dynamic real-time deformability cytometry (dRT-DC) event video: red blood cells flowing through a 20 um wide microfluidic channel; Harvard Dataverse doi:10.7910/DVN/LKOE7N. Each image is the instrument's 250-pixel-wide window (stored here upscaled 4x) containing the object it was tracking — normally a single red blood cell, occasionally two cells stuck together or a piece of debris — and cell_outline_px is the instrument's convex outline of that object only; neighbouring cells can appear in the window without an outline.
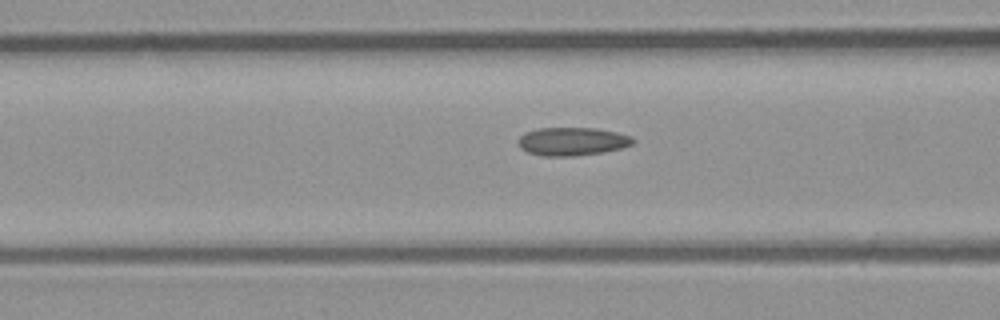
{"species": "common noctule bat (a hibernating species)", "species_latin": "Nyctalus noctula", "temperature_condition": "room temperature", "stored_images_in_passage": 12, "camera_frame_rate_fps": 3000, "um_per_image_px": 0.085, "animal": {"sex": "male", "body_mass_g": 23.1, "forearm_length_mm": 52.7}, "frame": {"image": 1, "passage_image": 10, "time_ms": 3.0, "image_size_px": [1000, 320], "cell_outline_px": [[636, 140], [632, 144], [620, 148], [604, 152], [572, 156], [544, 156], [528, 152], [520, 148], [516, 140], [524, 132], [536, 128], [596, 128], [616, 132], [632, 136]], "centroid_in_image_um": [48.61, 12.01], "position_along_channel_um": 118.0, "area_um2": 19.02}}